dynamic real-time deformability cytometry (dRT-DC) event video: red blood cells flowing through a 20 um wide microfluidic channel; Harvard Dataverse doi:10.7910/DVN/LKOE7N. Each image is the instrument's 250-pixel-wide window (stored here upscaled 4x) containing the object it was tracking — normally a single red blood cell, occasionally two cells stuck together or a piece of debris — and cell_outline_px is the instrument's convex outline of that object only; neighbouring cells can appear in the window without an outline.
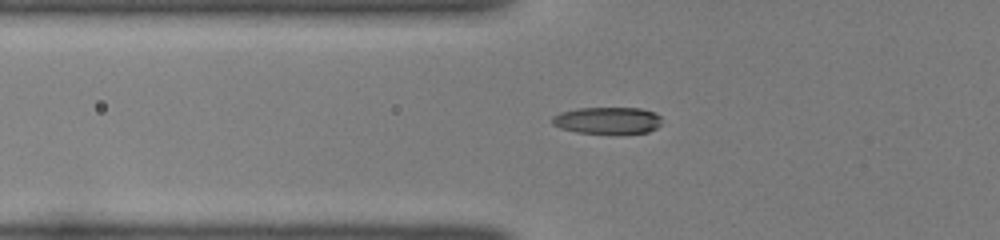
{"species": "common noctule bat (a hibernating species)", "species_latin": "Nyctalus noctula", "temperature_condition": "room temperature", "stored_images_in_passage": 34, "camera_frame_rate_fps": 3000, "um_per_image_px": 0.085, "animal": {"sex": "female", "body_mass_g": 22.0, "forearm_length_mm": 56.7}, "frame": {"image": 1, "passage_image": 2, "time_ms": 0.333, "image_size_px": [1000, 240], "cell_outline_px": [[660, 124], [656, 128], [648, 132], [576, 132], [560, 128], [552, 124], [552, 116], [560, 112], [576, 108], [640, 108], [656, 112], [660, 116]], "centroid_in_image_um": [51.61, 10.21], "position_along_channel_um": 74.2, "area_um2": 16.88}}
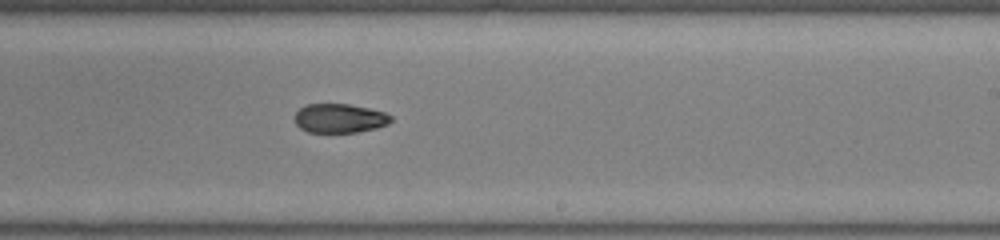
{"frame": {"image": 2, "passage_image": 16, "time_ms": 5.0, "image_size_px": [1000, 240], "cell_outline_px": [[392, 120], [388, 124], [376, 128], [356, 132], [308, 132], [300, 128], [296, 124], [296, 112], [304, 104], [348, 104], [368, 108], [384, 112], [392, 116]], "centroid_in_image_um": [28.87, 10.05], "position_along_channel_um": 260.1, "area_um2": 16.24}}
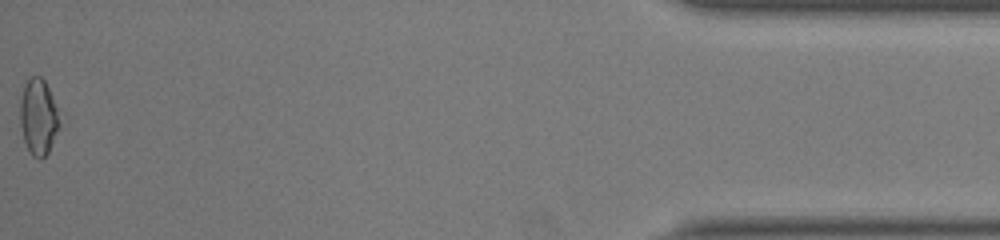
{"frame": {"image": 3, "passage_image": 34, "time_ms": 11.0, "image_size_px": [1000, 240], "cell_outline_px": [[68, 116], [48, 152], [40, 160], [32, 156], [28, 152], [24, 140], [20, 124], [20, 100], [24, 84], [32, 76], [40, 76], [44, 80]], "centroid_in_image_um": [3.4, 9.93], "position_along_channel_um": 431.8, "area_um2": 19.07}, "authors_computed_cell_mechanics": {"area_um2": 17.1088, "velocity_mm_per_s": 4.0369, "shape_relaxation_time_tau1_ms": null, "shape_relaxation_time_tau2_ms": 3.976, "deformation_change_tau1": null, "deformation_change_tau2": 0.0954}}